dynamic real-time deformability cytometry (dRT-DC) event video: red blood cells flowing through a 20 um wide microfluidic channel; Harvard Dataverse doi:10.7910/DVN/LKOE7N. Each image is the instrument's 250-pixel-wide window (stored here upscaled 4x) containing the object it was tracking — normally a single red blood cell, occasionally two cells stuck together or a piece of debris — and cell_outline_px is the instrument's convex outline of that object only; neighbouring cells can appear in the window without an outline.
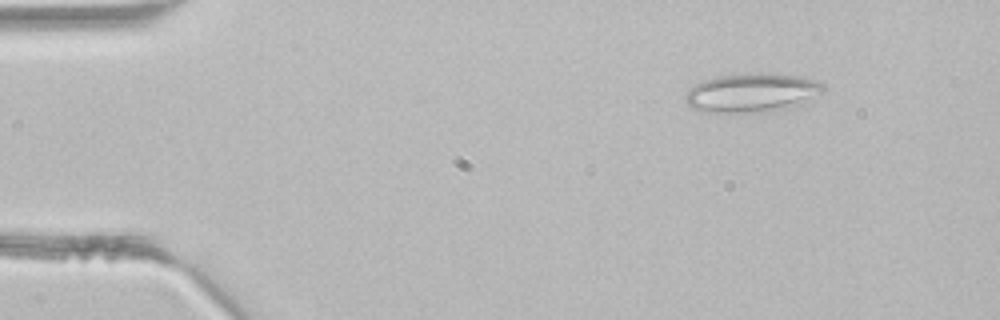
{"species": "common noctule bat (a hibernating species)", "species_latin": "Nyctalus noctula", "temperature_condition": "room temperature", "stored_images_in_passage": 2, "camera_frame_rate_fps": 3000, "um_per_image_px": 0.085, "animal": {"sex": "male", "body_mass_g": 21.5, "forearm_length_mm": 52.0}, "frame": {"image": 1, "passage_image": 2, "time_ms": 0.333, "image_size_px": [1000, 320], "cell_outline_px": [[824, 92], [800, 104], [788, 108], [748, 112], [704, 112], [692, 108], [684, 100], [684, 96], [696, 84], [704, 80], [724, 76], [800, 76], [816, 80], [824, 84]], "centroid_in_image_um": [63.91, 7.93], "position_along_channel_um": 21.1, "area_um2": 29.82}}